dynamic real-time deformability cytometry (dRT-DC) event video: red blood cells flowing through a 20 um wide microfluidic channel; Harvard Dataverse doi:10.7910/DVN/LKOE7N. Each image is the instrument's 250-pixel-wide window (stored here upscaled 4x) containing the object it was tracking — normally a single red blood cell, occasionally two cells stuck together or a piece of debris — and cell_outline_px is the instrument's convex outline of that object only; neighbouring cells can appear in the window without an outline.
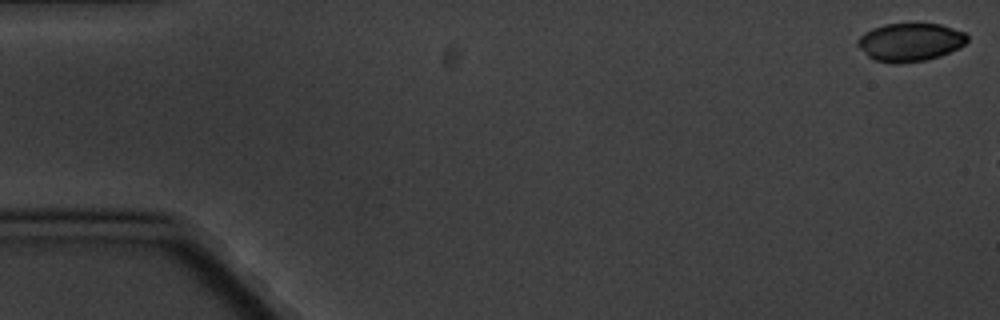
{"species": "common noctule bat (a hibernating species)", "species_latin": "Nyctalus noctula", "temperature_condition": "cold", "stored_images_in_passage": 3, "camera_frame_rate_fps": 3000, "um_per_image_px": 0.085, "animal": {"sex": "male", "body_mass_g": 20.1, "forearm_length_mm": 53.5}, "frame": {"image": 1, "passage_image": 1, "time_ms": 0.0, "image_size_px": [1000, 320], "cell_outline_px": [[968, 40], [964, 44], [940, 56], [924, 60], [896, 64], [892, 64], [872, 60], [856, 44], [856, 40], [864, 32], [872, 28], [884, 24], [940, 24], [964, 32], [968, 36]], "centroid_in_image_um": [77.31, 3.59], "position_along_channel_um": 7.7, "area_um2": 24.33}}